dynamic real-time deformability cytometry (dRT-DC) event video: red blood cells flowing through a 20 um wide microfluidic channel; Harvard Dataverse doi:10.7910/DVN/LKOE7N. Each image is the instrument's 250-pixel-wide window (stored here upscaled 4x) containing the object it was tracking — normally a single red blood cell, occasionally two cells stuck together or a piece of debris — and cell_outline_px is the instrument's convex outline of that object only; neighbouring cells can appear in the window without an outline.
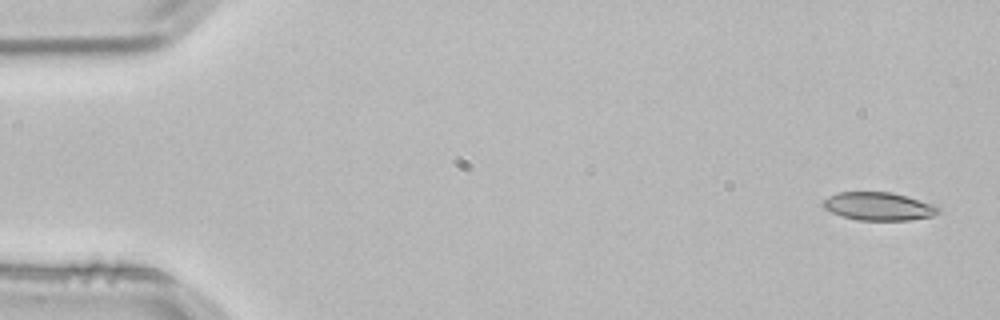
{"species": "common noctule bat (a hibernating species)", "species_latin": "Nyctalus noctula", "temperature_condition": "room temperature", "stored_images_in_passage": 4, "camera_frame_rate_fps": 3000, "um_per_image_px": 0.085, "animal": {"sex": "male", "body_mass_g": 21.5, "forearm_length_mm": 52.0}, "frame": {"image": 1, "passage_image": 1, "time_ms": 0.0, "image_size_px": [1000, 320], "cell_outline_px": [[940, 212], [932, 216], [908, 220], [856, 220], [832, 212], [824, 208], [820, 204], [828, 196], [836, 192], [892, 192], [940, 204]], "centroid_in_image_um": [74.74, 17.52], "position_along_channel_um": 10.3, "area_um2": 19.25}}
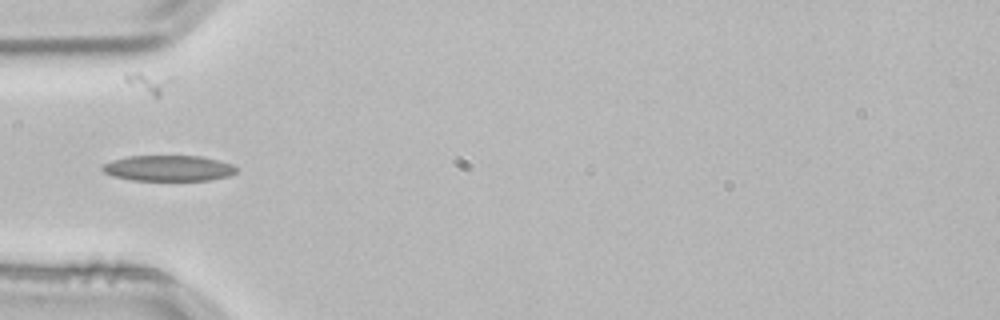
{"frame": {"image": 2, "passage_image": 4, "time_ms": 1.0, "image_size_px": [1000, 320], "cell_outline_px": [[236, 172], [228, 176], [208, 180], [132, 180], [112, 176], [104, 172], [100, 168], [104, 164], [112, 160], [128, 156], [200, 156], [232, 164], [236, 168]], "centroid_in_image_um": [14.28, 14.3], "position_along_channel_um": 70.7, "area_um2": 19.94}}